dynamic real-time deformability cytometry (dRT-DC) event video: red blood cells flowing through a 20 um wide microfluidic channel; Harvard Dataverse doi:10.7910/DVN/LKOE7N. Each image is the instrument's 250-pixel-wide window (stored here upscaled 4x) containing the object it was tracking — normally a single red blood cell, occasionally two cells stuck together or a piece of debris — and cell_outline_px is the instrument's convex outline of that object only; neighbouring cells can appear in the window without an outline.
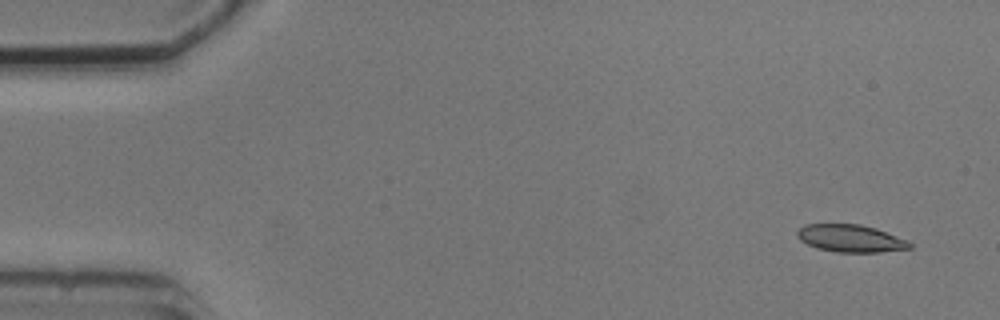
{"species": "common noctule bat (a hibernating species)", "species_latin": "Nyctalus noctula", "temperature_condition": "cold", "stored_images_in_passage": 5, "camera_frame_rate_fps": 3000, "um_per_image_px": 0.085, "animal": {"sex": "male", "body_mass_g": 20.5, "forearm_length_mm": 52.5}, "frame": {"image": 1, "passage_image": 1, "time_ms": 0.0, "image_size_px": [1000, 320], "cell_outline_px": [[912, 248], [880, 252], [836, 252], [816, 248], [800, 240], [796, 236], [796, 232], [804, 224], [860, 224], [876, 228], [908, 240], [912, 244]], "centroid_in_image_um": [72.3, 20.26], "position_along_channel_um": 12.7, "area_um2": 18.09}}
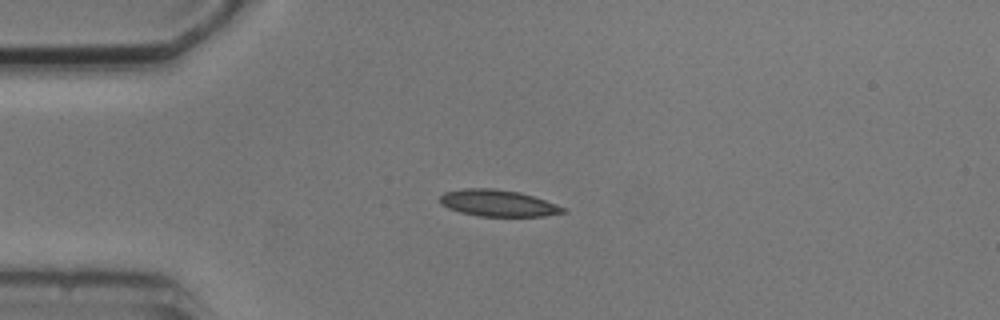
{"frame": {"image": 2, "passage_image": 4, "time_ms": 3.333, "image_size_px": [1000, 320], "cell_outline_px": [[568, 212], [544, 216], [480, 216], [460, 212], [448, 208], [440, 204], [440, 196], [444, 192], [464, 188], [492, 188], [520, 192], [568, 208]], "centroid_in_image_um": [42.34, 17.27], "position_along_channel_um": 42.7, "area_um2": 19.13}}